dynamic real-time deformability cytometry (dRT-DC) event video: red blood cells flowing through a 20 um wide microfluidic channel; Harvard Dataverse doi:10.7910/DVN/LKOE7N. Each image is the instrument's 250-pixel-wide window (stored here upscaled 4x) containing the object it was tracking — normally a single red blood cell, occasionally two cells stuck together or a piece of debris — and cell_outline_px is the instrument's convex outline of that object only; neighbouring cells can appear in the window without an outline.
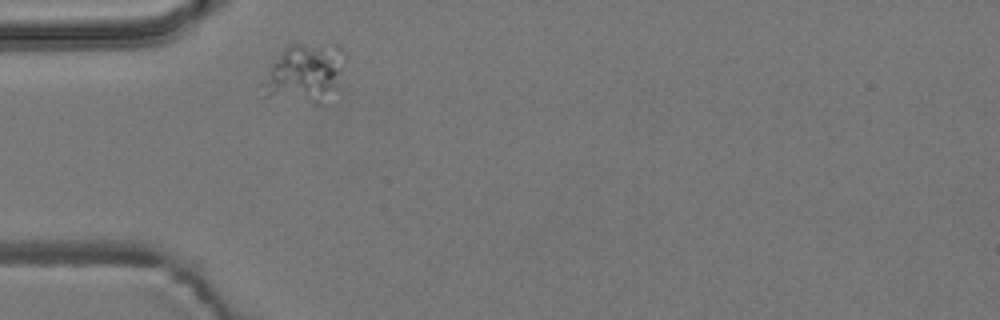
{"species": "common noctule bat (a hibernating species)", "species_latin": "Nyctalus noctula", "temperature_condition": "room temperature", "stored_images_in_passage": 1, "camera_frame_rate_fps": 3000, "um_per_image_px": 0.085, "animal": {"sex": "male", "body_mass_g": 19.2, "forearm_length_mm": 51.8}, "frame": {"image": 1, "passage_image": 1, "time_ms": 0.0, "image_size_px": [1000, 320], "cell_outline_px": [[344, 52], [340, 68], [332, 88], [324, 104], [312, 104], [264, 96], [260, 84], [272, 64], [284, 48], [288, 44], [336, 44]], "centroid_in_image_um": [25.81, 6.22], "position_along_channel_um": 59.2, "area_um2": 27.46}}